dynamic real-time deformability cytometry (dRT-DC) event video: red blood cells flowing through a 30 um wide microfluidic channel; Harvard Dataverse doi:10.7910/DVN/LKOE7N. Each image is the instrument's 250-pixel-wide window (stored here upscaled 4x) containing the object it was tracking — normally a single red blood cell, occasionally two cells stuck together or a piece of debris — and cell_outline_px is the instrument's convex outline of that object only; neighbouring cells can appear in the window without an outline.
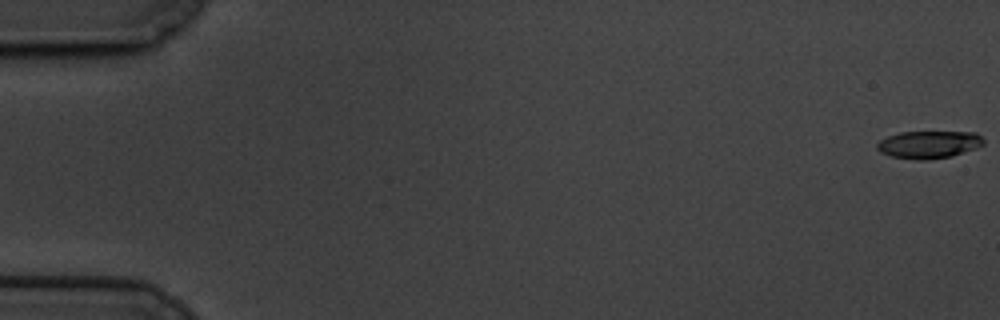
{"species": "common noctule bat (a hibernating species)", "species_latin": "Nyctalus noctula", "temperature_condition": "cold", "stored_images_in_passage": 61, "camera_frame_rate_fps": 3000, "um_per_image_px": 0.085, "animal": {"sex": "male", "body_mass_g": 19.5, "forearm_length_mm": 54.6}, "frame": {"image": 1, "passage_image": 1, "time_ms": 0.0, "image_size_px": [1000, 320], "cell_outline_px": [[984, 144], [976, 148], [952, 156], [928, 160], [916, 160], [892, 156], [880, 152], [876, 148], [876, 144], [880, 140], [888, 136], [900, 132], [976, 132], [984, 140]], "centroid_in_image_um": [78.95, 12.29], "position_along_channel_um": 6.1, "area_um2": 17.11}}
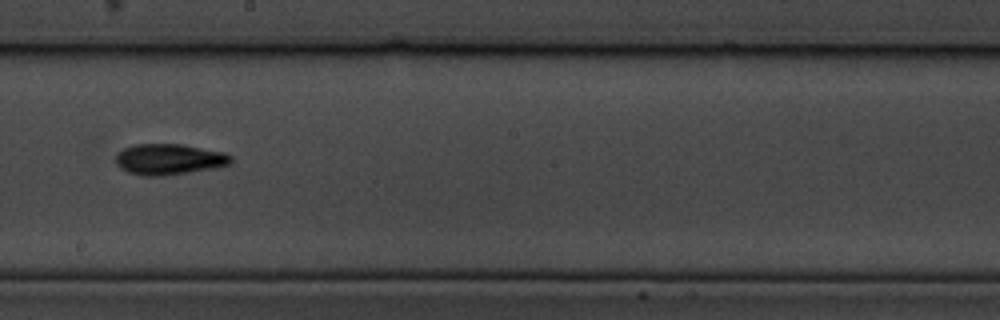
{"frame": {"image": 2, "passage_image": 35, "time_ms": 11.333, "image_size_px": [1000, 320], "cell_outline_px": [[232, 160], [228, 164], [188, 172], [160, 176], [140, 176], [128, 172], [120, 168], [116, 164], [116, 156], [124, 148], [136, 144], [180, 144], [224, 152], [232, 156]], "centroid_in_image_um": [14.32, 13.54], "position_along_channel_um": 233.9, "area_um2": 20.4}}
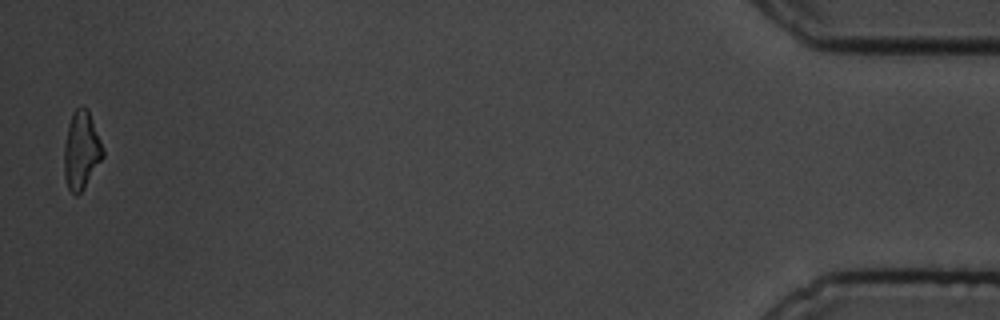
{"frame": {"image": 3, "passage_image": 60, "time_ms": 19.667, "image_size_px": [1000, 320], "cell_outline_px": [[104, 156], [84, 188], [76, 196], [68, 188], [64, 176], [64, 144], [68, 124], [72, 112], [76, 108], [88, 108], [104, 148]], "centroid_in_image_um": [6.92, 12.77], "position_along_channel_um": 428.3, "area_um2": 17.69}, "authors_computed_cell_mechanics": {"area_um2": 18.4382, "velocity_mm_per_s": 3.3891, "shape_relaxation_time_tau1_ms": 3.2933, "shape_relaxation_time_tau2_ms": null, "deformation_change_tau1": 0.151, "deformation_change_tau2": null}}